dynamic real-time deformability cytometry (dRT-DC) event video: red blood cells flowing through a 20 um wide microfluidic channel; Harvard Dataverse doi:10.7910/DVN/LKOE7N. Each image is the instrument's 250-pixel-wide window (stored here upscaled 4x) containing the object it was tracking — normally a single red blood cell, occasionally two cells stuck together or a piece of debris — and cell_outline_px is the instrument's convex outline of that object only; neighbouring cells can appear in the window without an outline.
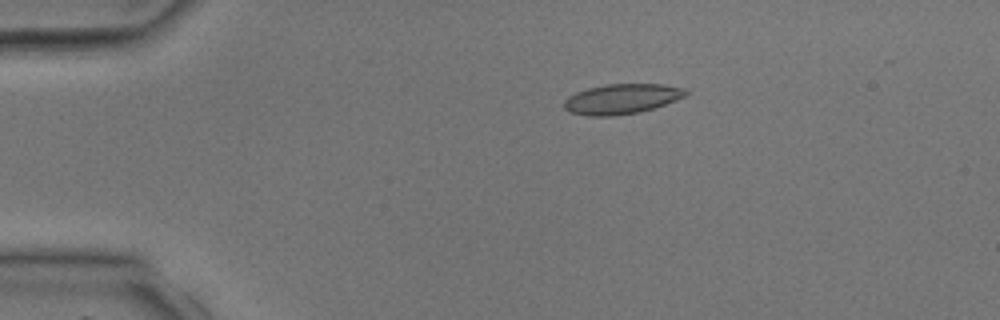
{"species": "common noctule bat (a hibernating species)", "species_latin": "Nyctalus noctula", "temperature_condition": "room temperature", "stored_images_in_passage": 6, "camera_frame_rate_fps": 3000, "um_per_image_px": 0.085, "animal": {"sex": "male", "body_mass_g": 17.9, "forearm_length_mm": 54.2}, "frame": {"image": 1, "passage_image": 1, "time_ms": 0.0, "image_size_px": [1000, 320], "cell_outline_px": [[688, 92], [684, 96], [664, 104], [652, 108], [636, 112], [612, 116], [588, 116], [568, 112], [564, 108], [564, 100], [568, 96], [576, 92], [588, 88], [604, 84], [664, 84], [688, 88]], "centroid_in_image_um": [52.81, 8.4], "position_along_channel_um": 32.2, "area_um2": 21.27}}